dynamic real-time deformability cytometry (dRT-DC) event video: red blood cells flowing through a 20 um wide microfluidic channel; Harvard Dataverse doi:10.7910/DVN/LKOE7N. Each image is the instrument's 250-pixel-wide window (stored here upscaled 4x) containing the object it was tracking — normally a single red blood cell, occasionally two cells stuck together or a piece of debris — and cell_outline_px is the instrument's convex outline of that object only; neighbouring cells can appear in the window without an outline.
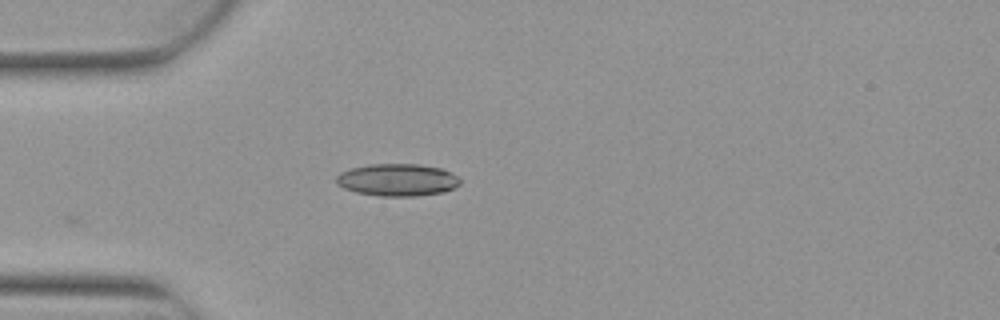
{"species": "Egyptian fruit bat (a non-hibernating species)", "species_latin": "Rousettus aegyptiacus", "temperature_condition": "warm", "stored_images_in_passage": 1, "camera_frame_rate_fps": 3000, "um_per_image_px": 0.085, "animal": {"sex": "female"}, "frame": {"image": 1, "passage_image": 1, "time_ms": 0.0, "image_size_px": [1000, 320], "cell_outline_px": [[460, 184], [456, 188], [444, 192], [416, 196], [380, 196], [356, 192], [344, 188], [336, 184], [336, 176], [340, 172], [352, 168], [368, 164], [420, 164], [440, 168], [456, 176], [460, 180]], "centroid_in_image_um": [33.77, 15.29], "position_along_channel_um": 51.2, "area_um2": 23.35}}